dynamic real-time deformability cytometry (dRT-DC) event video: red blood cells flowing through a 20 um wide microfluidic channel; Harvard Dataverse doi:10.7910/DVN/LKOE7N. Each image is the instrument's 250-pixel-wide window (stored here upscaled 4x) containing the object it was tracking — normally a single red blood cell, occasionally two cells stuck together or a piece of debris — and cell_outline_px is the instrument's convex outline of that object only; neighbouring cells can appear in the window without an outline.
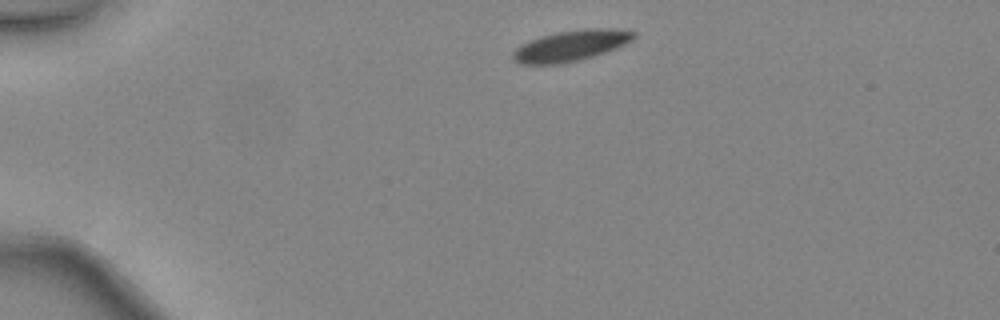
{"species": "common noctule bat (a hibernating species)", "species_latin": "Nyctalus noctula", "temperature_condition": "warm", "stored_images_in_passage": 38, "camera_frame_rate_fps": 3000, "um_per_image_px": 0.085, "animal": {"sex": "female", "body_mass_g": 24.6, "forearm_length_mm": 56.2}, "frame": {"image": 1, "passage_image": 1, "time_ms": 0.0, "image_size_px": [1000, 320], "cell_outline_px": [[636, 36], [632, 40], [616, 48], [580, 60], [560, 64], [520, 64], [512, 60], [512, 52], [520, 44], [540, 36], [556, 32], [584, 28], [616, 28], [636, 32]], "centroid_in_image_um": [48.5, 3.87], "position_along_channel_um": 36.5, "area_um2": 21.91}}
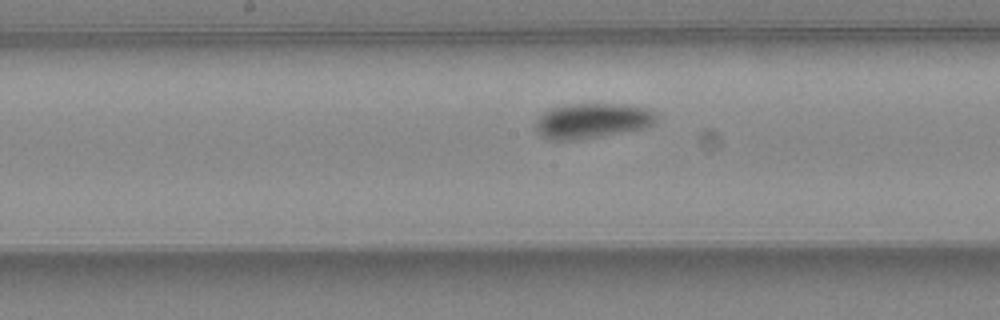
{"frame": {"image": 2, "passage_image": 16, "time_ms": 5.0, "image_size_px": [1000, 320], "cell_outline_px": [[656, 124], [648, 128], [576, 140], [548, 140], [540, 136], [536, 128], [536, 116], [552, 108], [568, 104], [624, 104], [648, 108], [656, 116]], "centroid_in_image_um": [50.33, 10.27], "position_along_channel_um": 197.9, "area_um2": 24.97}}
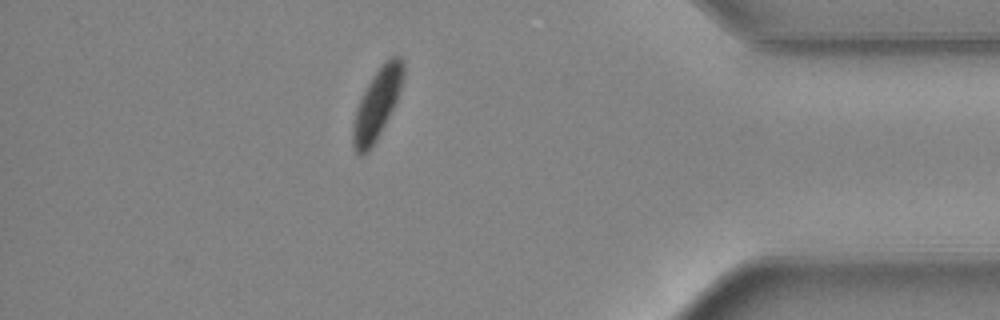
{"frame": {"image": 3, "passage_image": 32, "time_ms": 10.333, "image_size_px": [1000, 320], "cell_outline_px": [[404, 76], [396, 100], [372, 148], [364, 156], [360, 156], [356, 152], [352, 144], [352, 128], [356, 108], [372, 76], [380, 64], [392, 56], [400, 56], [404, 60]], "centroid_in_image_um": [32.03, 8.83], "position_along_channel_um": 403.2, "area_um2": 20.4}}